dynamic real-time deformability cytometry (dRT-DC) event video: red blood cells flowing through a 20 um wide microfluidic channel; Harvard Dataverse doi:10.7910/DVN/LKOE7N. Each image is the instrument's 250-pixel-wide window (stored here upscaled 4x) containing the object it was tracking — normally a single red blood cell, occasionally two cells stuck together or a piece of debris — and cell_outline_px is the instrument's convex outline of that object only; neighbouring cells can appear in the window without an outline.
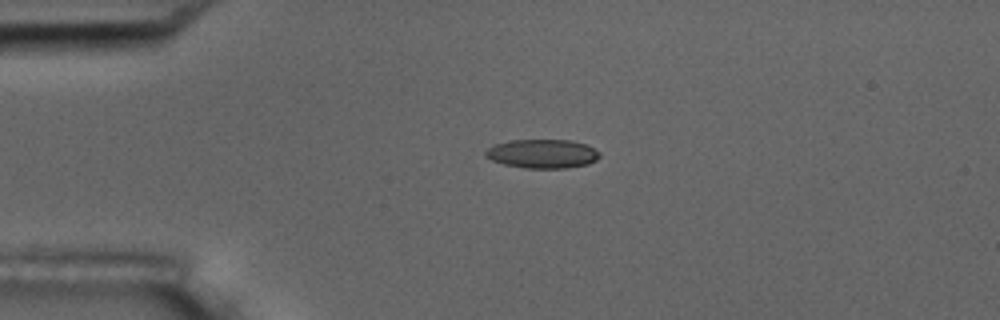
{"species": "common noctule bat (a hibernating species)", "species_latin": "Nyctalus noctula", "temperature_condition": "room temperature", "stored_images_in_passage": 4, "camera_frame_rate_fps": 3000, "um_per_image_px": 0.085, "animal": {"sex": "male", "body_mass_g": 17.5, "forearm_length_mm": 52.3}, "frame": {"image": 1, "passage_image": 3, "time_ms": 2.333, "image_size_px": [1000, 320], "cell_outline_px": [[600, 156], [596, 160], [588, 164], [564, 168], [524, 168], [504, 164], [492, 160], [484, 156], [484, 152], [488, 148], [496, 144], [508, 140], [572, 140], [584, 144], [600, 152]], "centroid_in_image_um": [46.09, 13.07], "position_along_channel_um": 38.9, "area_um2": 19.19}}